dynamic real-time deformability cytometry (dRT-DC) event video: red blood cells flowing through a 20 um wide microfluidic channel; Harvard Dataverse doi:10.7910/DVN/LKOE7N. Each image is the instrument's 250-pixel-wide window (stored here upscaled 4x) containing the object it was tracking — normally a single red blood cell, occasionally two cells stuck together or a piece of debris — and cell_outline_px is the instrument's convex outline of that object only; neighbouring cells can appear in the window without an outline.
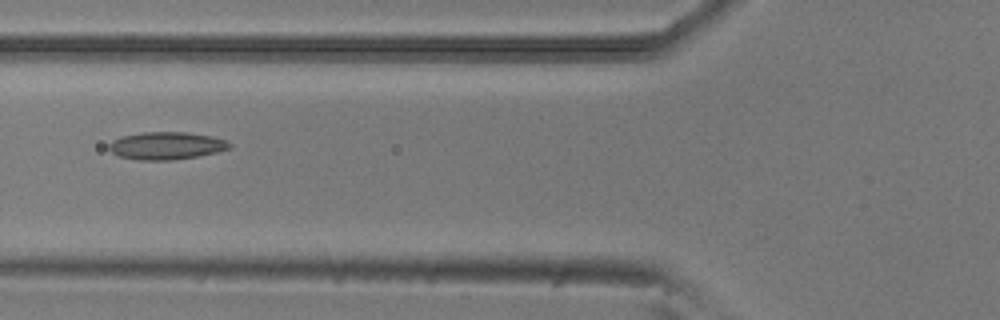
{"species": "common noctule bat (a hibernating species)", "species_latin": "Nyctalus noctula", "temperature_condition": "room temperature", "stored_images_in_passage": 6, "camera_frame_rate_fps": 3000, "um_per_image_px": 0.085, "animal": {"sex": "male", "body_mass_g": 20.5, "forearm_length_mm": 52.5}, "frame": {"image": 1, "passage_image": 6, "time_ms": 1.667, "image_size_px": [1000, 320], "cell_outline_px": [[232, 148], [216, 152], [196, 156], [172, 160], [140, 160], [116, 156], [108, 148], [108, 144], [112, 140], [120, 136], [144, 132], [188, 132], [212, 136], [224, 140], [232, 144]], "centroid_in_image_um": [14.11, 12.38], "position_along_channel_um": 111.7, "area_um2": 19.48}}